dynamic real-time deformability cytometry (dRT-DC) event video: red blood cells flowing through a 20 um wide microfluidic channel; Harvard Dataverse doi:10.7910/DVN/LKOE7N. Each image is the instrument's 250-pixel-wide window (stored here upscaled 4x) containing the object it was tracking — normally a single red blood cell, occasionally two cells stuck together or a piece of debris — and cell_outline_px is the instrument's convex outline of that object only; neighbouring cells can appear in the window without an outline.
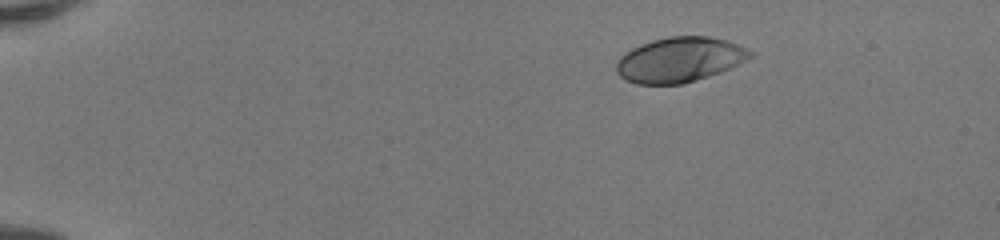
{"species": "human", "species_latin": "Homo sapiens", "temperature_condition": "room temperature", "stored_images_in_passage": 43, "camera_frame_rate_fps": 3000, "um_per_image_px": 0.085, "donor": {"sex": "female"}, "frame": {"image": 1, "passage_image": 1, "time_ms": 0.0, "image_size_px": [1000, 240], "cell_outline_px": [[756, 52], [748, 60], [720, 72], [684, 84], [636, 84], [624, 80], [616, 72], [616, 64], [620, 56], [624, 52], [640, 44], [652, 40], [668, 36], [708, 36], [728, 40], [740, 44]], "centroid_in_image_um": [57.79, 5.06], "position_along_channel_um": 27.2, "area_um2": 35.55}}
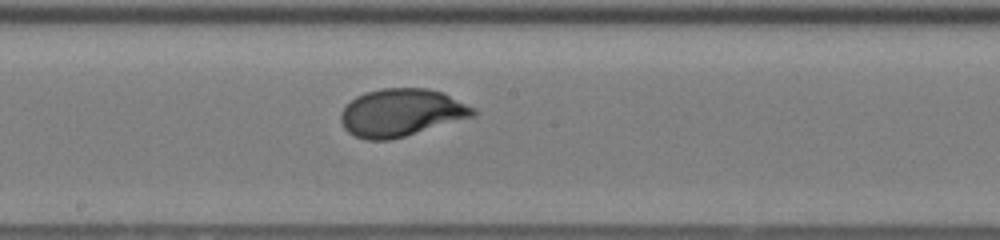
{"frame": {"image": 2, "passage_image": 22, "time_ms": 7.0, "image_size_px": [1000, 240], "cell_outline_px": [[476, 116], [404, 136], [388, 140], [364, 140], [348, 132], [344, 128], [340, 120], [340, 112], [356, 96], [364, 92], [380, 88], [428, 88], [444, 92], [476, 108]], "centroid_in_image_um": [34.12, 9.56], "position_along_channel_um": 214.1, "area_um2": 36.93}}
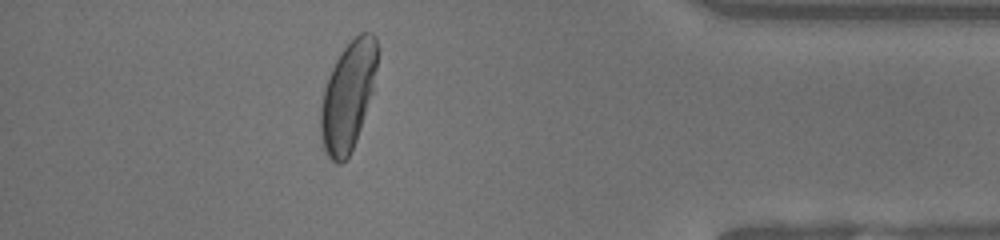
{"frame": {"image": 3, "passage_image": 38, "time_ms": 12.333, "image_size_px": [1000, 240], "cell_outline_px": [[376, 68], [372, 92], [356, 140], [348, 156], [340, 164], [336, 164], [324, 152], [320, 132], [320, 108], [324, 88], [332, 68], [336, 60], [344, 48], [360, 32], [372, 32], [376, 36]], "centroid_in_image_um": [29.55, 8.18], "position_along_channel_um": 405.6, "area_um2": 35.37}, "authors_computed_cell_mechanics": {"area_um2": 35.6626, "velocity_mm_per_s": 4.1453, "shape_relaxation_time_tau1_ms": 2.509, "shape_relaxation_time_tau2_ms": null, "deformation_change_tau1": 0.1788, "deformation_change_tau2": null}}